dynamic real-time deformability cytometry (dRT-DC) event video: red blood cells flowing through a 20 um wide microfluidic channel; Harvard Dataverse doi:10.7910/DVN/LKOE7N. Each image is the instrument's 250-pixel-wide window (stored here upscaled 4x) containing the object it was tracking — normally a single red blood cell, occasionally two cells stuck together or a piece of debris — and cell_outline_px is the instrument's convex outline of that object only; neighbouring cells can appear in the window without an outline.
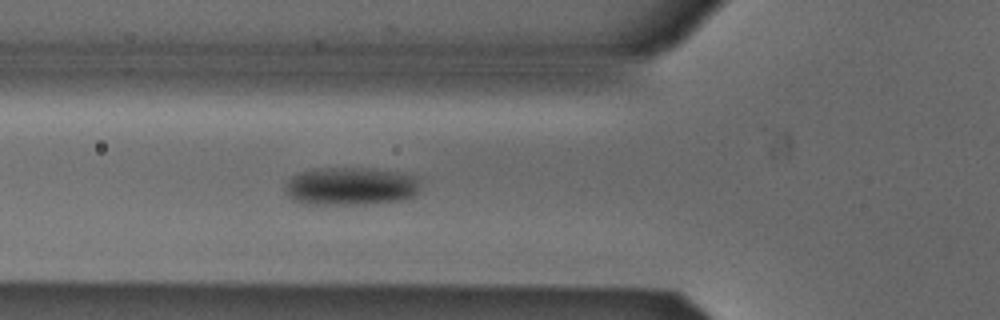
{"species": "Egyptian fruit bat (a non-hibernating species)", "species_latin": "Rousettus aegyptiacus", "temperature_condition": "cold", "stored_images_in_passage": 26, "camera_frame_rate_fps": 3000, "um_per_image_px": 0.085, "animal": {"sex": "male"}, "frame": {"image": 1, "passage_image": 7, "time_ms": 2.0, "image_size_px": [1000, 320], "cell_outline_px": [[424, 176], [420, 188], [416, 196], [400, 200], [372, 204], [308, 204], [296, 200], [288, 196], [284, 188], [288, 180], [292, 176], [300, 172], [312, 168], [368, 168], [400, 172]], "centroid_in_image_um": [29.92, 15.82], "position_along_channel_um": 95.9, "area_um2": 30.69}}
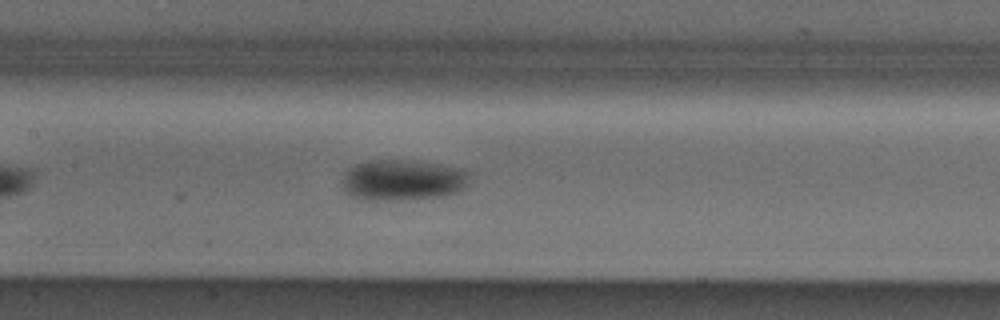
{"frame": {"image": 2, "passage_image": 13, "time_ms": 4.0, "image_size_px": [1000, 320], "cell_outline_px": [[468, 184], [464, 188], [456, 192], [444, 196], [400, 200], [364, 200], [352, 196], [344, 188], [340, 180], [348, 168], [352, 164], [368, 160], [404, 160], [436, 164], [460, 168], [468, 172]], "centroid_in_image_um": [34.18, 15.3], "position_along_channel_um": 173.2, "area_um2": 30.46}}
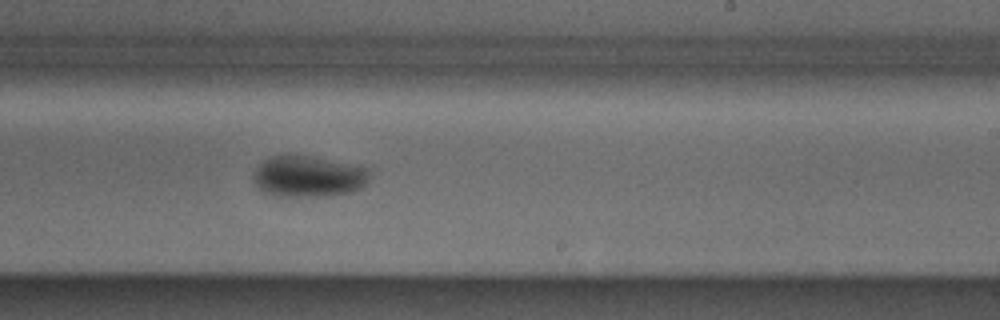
{"frame": {"image": 3, "passage_image": 20, "time_ms": 6.333, "image_size_px": [1000, 320], "cell_outline_px": [[372, 172], [364, 188], [352, 192], [332, 196], [276, 196], [264, 192], [256, 188], [252, 180], [252, 172], [268, 156], [292, 152], [372, 168]], "centroid_in_image_um": [26.21, 14.97], "position_along_channel_um": 262.8, "area_um2": 29.19}}